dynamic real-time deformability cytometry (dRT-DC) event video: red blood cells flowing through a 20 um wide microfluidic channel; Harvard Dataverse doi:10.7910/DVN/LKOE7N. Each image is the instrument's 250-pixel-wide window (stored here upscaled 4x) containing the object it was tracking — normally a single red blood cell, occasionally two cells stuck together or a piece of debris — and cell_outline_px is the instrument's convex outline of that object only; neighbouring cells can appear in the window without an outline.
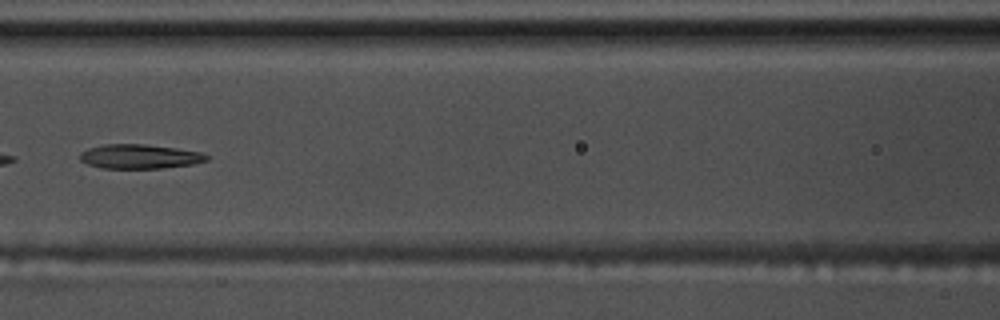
{"species": "common noctule bat (a hibernating species)", "species_latin": "Nyctalus noctula", "temperature_condition": "warm", "stored_images_in_passage": 7, "camera_frame_rate_fps": 3000, "um_per_image_px": 0.085, "animal": {"sex": "male", "body_mass_g": 17.5, "forearm_length_mm": 52.3}, "frame": {"image": 1, "passage_image": 7, "time_ms": 2.0, "image_size_px": [1000, 320], "cell_outline_px": [[208, 160], [192, 164], [160, 168], [100, 168], [88, 164], [80, 160], [80, 152], [88, 148], [104, 144], [144, 144], [176, 148], [200, 152], [208, 156]], "centroid_in_image_um": [11.83, 13.3], "position_along_channel_um": 154.8, "area_um2": 17.86}}